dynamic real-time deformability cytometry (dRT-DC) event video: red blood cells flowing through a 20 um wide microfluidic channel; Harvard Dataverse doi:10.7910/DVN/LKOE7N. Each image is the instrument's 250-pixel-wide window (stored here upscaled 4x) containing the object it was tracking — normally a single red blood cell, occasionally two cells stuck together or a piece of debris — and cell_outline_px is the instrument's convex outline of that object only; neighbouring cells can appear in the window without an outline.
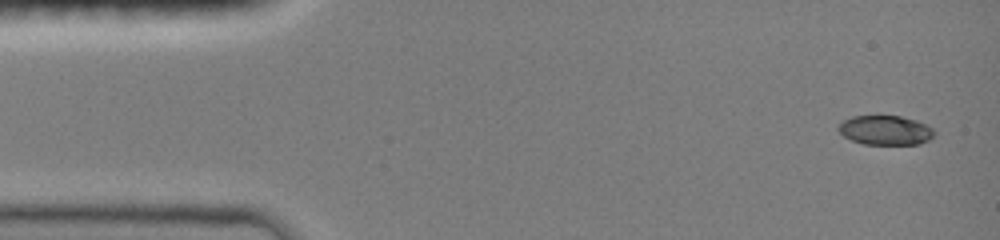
{"species": "common noctule bat (a hibernating species)", "species_latin": "Nyctalus noctula", "temperature_condition": "room temperature", "stored_images_in_passage": 17, "camera_frame_rate_fps": 3000, "um_per_image_px": 0.085, "animal": {"sex": "female", "body_mass_g": 19.0, "forearm_length_mm": 51.5}, "frame": {"image": 1, "passage_image": 1, "time_ms": 0.0, "image_size_px": [1000, 240], "cell_outline_px": [[936, 132], [928, 140], [920, 144], [864, 144], [852, 140], [844, 136], [836, 128], [844, 120], [852, 116], [900, 116], [916, 120], [932, 128]], "centroid_in_image_um": [75.25, 11.07], "position_along_channel_um": 9.7, "area_um2": 16.3}}
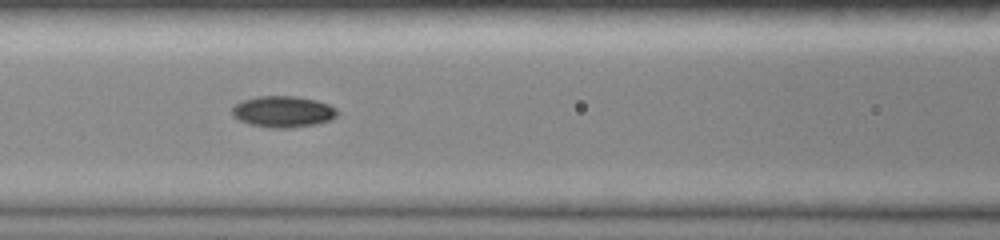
{"frame": {"image": 2, "passage_image": 10, "time_ms": 3.0, "image_size_px": [1000, 240], "cell_outline_px": [[336, 116], [332, 120], [316, 124], [292, 128], [268, 128], [248, 124], [232, 116], [232, 108], [240, 100], [256, 96], [292, 96], [316, 100], [328, 104], [336, 108]], "centroid_in_image_um": [24.03, 9.5], "position_along_channel_um": 142.6, "area_um2": 19.36}}
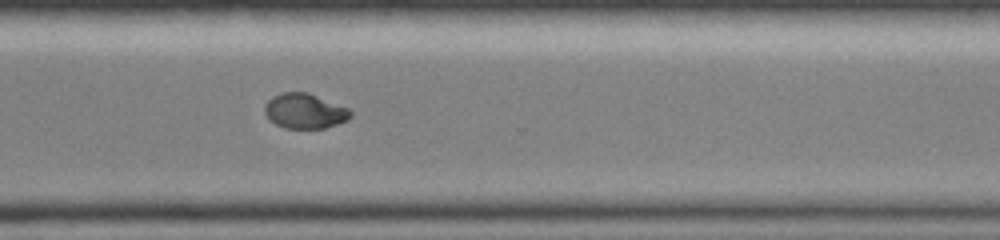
{"frame": {"image": 3, "passage_image": 17, "time_ms": 5.333, "image_size_px": [1000, 240], "cell_outline_px": [[352, 116], [348, 120], [324, 128], [284, 128], [268, 120], [264, 112], [264, 104], [272, 96], [284, 92], [308, 92], [348, 108], [352, 112]], "centroid_in_image_um": [25.88, 9.43], "position_along_channel_um": 344.7, "area_um2": 17.63}}